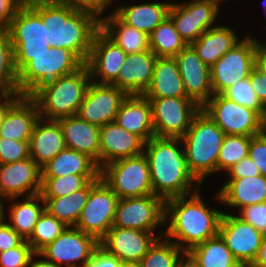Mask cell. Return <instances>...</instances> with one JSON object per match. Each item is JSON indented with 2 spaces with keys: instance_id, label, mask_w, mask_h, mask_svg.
<instances>
[{
  "instance_id": "19",
  "label": "cell",
  "mask_w": 266,
  "mask_h": 267,
  "mask_svg": "<svg viewBox=\"0 0 266 267\" xmlns=\"http://www.w3.org/2000/svg\"><path fill=\"white\" fill-rule=\"evenodd\" d=\"M127 54L111 41L100 29L96 32L86 61L91 81L111 85L126 61ZM95 77L99 79L96 81ZM94 78V79H93Z\"/></svg>"
},
{
  "instance_id": "43",
  "label": "cell",
  "mask_w": 266,
  "mask_h": 267,
  "mask_svg": "<svg viewBox=\"0 0 266 267\" xmlns=\"http://www.w3.org/2000/svg\"><path fill=\"white\" fill-rule=\"evenodd\" d=\"M222 95L231 101L256 111L263 119H265L266 108L254 92L250 78L238 81L236 84L225 90Z\"/></svg>"
},
{
  "instance_id": "18",
  "label": "cell",
  "mask_w": 266,
  "mask_h": 267,
  "mask_svg": "<svg viewBox=\"0 0 266 267\" xmlns=\"http://www.w3.org/2000/svg\"><path fill=\"white\" fill-rule=\"evenodd\" d=\"M41 168L33 159L0 164V196L3 199L16 200L40 194Z\"/></svg>"
},
{
  "instance_id": "62",
  "label": "cell",
  "mask_w": 266,
  "mask_h": 267,
  "mask_svg": "<svg viewBox=\"0 0 266 267\" xmlns=\"http://www.w3.org/2000/svg\"><path fill=\"white\" fill-rule=\"evenodd\" d=\"M264 131L266 132V116H265V119H264Z\"/></svg>"
},
{
  "instance_id": "30",
  "label": "cell",
  "mask_w": 266,
  "mask_h": 267,
  "mask_svg": "<svg viewBox=\"0 0 266 267\" xmlns=\"http://www.w3.org/2000/svg\"><path fill=\"white\" fill-rule=\"evenodd\" d=\"M173 3H143L117 7L114 13L127 25L150 35L165 19Z\"/></svg>"
},
{
  "instance_id": "57",
  "label": "cell",
  "mask_w": 266,
  "mask_h": 267,
  "mask_svg": "<svg viewBox=\"0 0 266 267\" xmlns=\"http://www.w3.org/2000/svg\"><path fill=\"white\" fill-rule=\"evenodd\" d=\"M29 267H57L55 265H51L49 262H46L43 259L35 260L34 257L30 261Z\"/></svg>"
},
{
  "instance_id": "48",
  "label": "cell",
  "mask_w": 266,
  "mask_h": 267,
  "mask_svg": "<svg viewBox=\"0 0 266 267\" xmlns=\"http://www.w3.org/2000/svg\"><path fill=\"white\" fill-rule=\"evenodd\" d=\"M5 220L6 217L0 222V253L19 246L25 240Z\"/></svg>"
},
{
  "instance_id": "28",
  "label": "cell",
  "mask_w": 266,
  "mask_h": 267,
  "mask_svg": "<svg viewBox=\"0 0 266 267\" xmlns=\"http://www.w3.org/2000/svg\"><path fill=\"white\" fill-rule=\"evenodd\" d=\"M40 114L36 103L22 96L6 113L0 126V138L29 141Z\"/></svg>"
},
{
  "instance_id": "13",
  "label": "cell",
  "mask_w": 266,
  "mask_h": 267,
  "mask_svg": "<svg viewBox=\"0 0 266 267\" xmlns=\"http://www.w3.org/2000/svg\"><path fill=\"white\" fill-rule=\"evenodd\" d=\"M14 56H35L48 51L46 24L30 6L23 4L6 28Z\"/></svg>"
},
{
  "instance_id": "1",
  "label": "cell",
  "mask_w": 266,
  "mask_h": 267,
  "mask_svg": "<svg viewBox=\"0 0 266 267\" xmlns=\"http://www.w3.org/2000/svg\"><path fill=\"white\" fill-rule=\"evenodd\" d=\"M30 6L46 24L49 46L68 49L86 63L93 38L100 29V16L91 10L59 2Z\"/></svg>"
},
{
  "instance_id": "63",
  "label": "cell",
  "mask_w": 266,
  "mask_h": 267,
  "mask_svg": "<svg viewBox=\"0 0 266 267\" xmlns=\"http://www.w3.org/2000/svg\"><path fill=\"white\" fill-rule=\"evenodd\" d=\"M5 92L0 88V97L4 94Z\"/></svg>"
},
{
  "instance_id": "4",
  "label": "cell",
  "mask_w": 266,
  "mask_h": 267,
  "mask_svg": "<svg viewBox=\"0 0 266 267\" xmlns=\"http://www.w3.org/2000/svg\"><path fill=\"white\" fill-rule=\"evenodd\" d=\"M84 63L70 50L49 47L35 56H14L19 94L33 99L43 88L55 84L59 77L78 70Z\"/></svg>"
},
{
  "instance_id": "22",
  "label": "cell",
  "mask_w": 266,
  "mask_h": 267,
  "mask_svg": "<svg viewBox=\"0 0 266 267\" xmlns=\"http://www.w3.org/2000/svg\"><path fill=\"white\" fill-rule=\"evenodd\" d=\"M145 142L115 122L100 127L99 168L113 161L143 153Z\"/></svg>"
},
{
  "instance_id": "20",
  "label": "cell",
  "mask_w": 266,
  "mask_h": 267,
  "mask_svg": "<svg viewBox=\"0 0 266 267\" xmlns=\"http://www.w3.org/2000/svg\"><path fill=\"white\" fill-rule=\"evenodd\" d=\"M188 98L202 107L214 94L210 68L201 60L191 45L175 57Z\"/></svg>"
},
{
  "instance_id": "59",
  "label": "cell",
  "mask_w": 266,
  "mask_h": 267,
  "mask_svg": "<svg viewBox=\"0 0 266 267\" xmlns=\"http://www.w3.org/2000/svg\"><path fill=\"white\" fill-rule=\"evenodd\" d=\"M120 267H142L140 262H133V261H123L121 262Z\"/></svg>"
},
{
  "instance_id": "7",
  "label": "cell",
  "mask_w": 266,
  "mask_h": 267,
  "mask_svg": "<svg viewBox=\"0 0 266 267\" xmlns=\"http://www.w3.org/2000/svg\"><path fill=\"white\" fill-rule=\"evenodd\" d=\"M100 178L119 199L154 194L149 163L144 153L104 165L100 169Z\"/></svg>"
},
{
  "instance_id": "54",
  "label": "cell",
  "mask_w": 266,
  "mask_h": 267,
  "mask_svg": "<svg viewBox=\"0 0 266 267\" xmlns=\"http://www.w3.org/2000/svg\"><path fill=\"white\" fill-rule=\"evenodd\" d=\"M19 93H4L0 97V126L3 123L7 111L22 97ZM3 98V99H2ZM2 99V101H1Z\"/></svg>"
},
{
  "instance_id": "16",
  "label": "cell",
  "mask_w": 266,
  "mask_h": 267,
  "mask_svg": "<svg viewBox=\"0 0 266 267\" xmlns=\"http://www.w3.org/2000/svg\"><path fill=\"white\" fill-rule=\"evenodd\" d=\"M127 94L116 86L90 82L77 116L90 124L102 127L114 122Z\"/></svg>"
},
{
  "instance_id": "49",
  "label": "cell",
  "mask_w": 266,
  "mask_h": 267,
  "mask_svg": "<svg viewBox=\"0 0 266 267\" xmlns=\"http://www.w3.org/2000/svg\"><path fill=\"white\" fill-rule=\"evenodd\" d=\"M227 173L230 174L229 178H243L261 175L260 170L249 156L242 158L237 164L229 168Z\"/></svg>"
},
{
  "instance_id": "29",
  "label": "cell",
  "mask_w": 266,
  "mask_h": 267,
  "mask_svg": "<svg viewBox=\"0 0 266 267\" xmlns=\"http://www.w3.org/2000/svg\"><path fill=\"white\" fill-rule=\"evenodd\" d=\"M146 98L187 97L175 58L157 57Z\"/></svg>"
},
{
  "instance_id": "36",
  "label": "cell",
  "mask_w": 266,
  "mask_h": 267,
  "mask_svg": "<svg viewBox=\"0 0 266 267\" xmlns=\"http://www.w3.org/2000/svg\"><path fill=\"white\" fill-rule=\"evenodd\" d=\"M23 199L25 201L13 202L12 205H9L10 222L7 223L23 239L28 240L33 234L40 215L45 210V203L40 194L24 197Z\"/></svg>"
},
{
  "instance_id": "8",
  "label": "cell",
  "mask_w": 266,
  "mask_h": 267,
  "mask_svg": "<svg viewBox=\"0 0 266 267\" xmlns=\"http://www.w3.org/2000/svg\"><path fill=\"white\" fill-rule=\"evenodd\" d=\"M201 109L225 135L256 136L264 131V119L254 110L224 97L213 95Z\"/></svg>"
},
{
  "instance_id": "51",
  "label": "cell",
  "mask_w": 266,
  "mask_h": 267,
  "mask_svg": "<svg viewBox=\"0 0 266 267\" xmlns=\"http://www.w3.org/2000/svg\"><path fill=\"white\" fill-rule=\"evenodd\" d=\"M22 5V0H0V29L8 27Z\"/></svg>"
},
{
  "instance_id": "5",
  "label": "cell",
  "mask_w": 266,
  "mask_h": 267,
  "mask_svg": "<svg viewBox=\"0 0 266 267\" xmlns=\"http://www.w3.org/2000/svg\"><path fill=\"white\" fill-rule=\"evenodd\" d=\"M224 137V132L201 109L186 134L180 138L184 143L187 168L199 184L217 171V159Z\"/></svg>"
},
{
  "instance_id": "41",
  "label": "cell",
  "mask_w": 266,
  "mask_h": 267,
  "mask_svg": "<svg viewBox=\"0 0 266 267\" xmlns=\"http://www.w3.org/2000/svg\"><path fill=\"white\" fill-rule=\"evenodd\" d=\"M250 136L225 135L217 159V171H228L242 158L248 156Z\"/></svg>"
},
{
  "instance_id": "21",
  "label": "cell",
  "mask_w": 266,
  "mask_h": 267,
  "mask_svg": "<svg viewBox=\"0 0 266 267\" xmlns=\"http://www.w3.org/2000/svg\"><path fill=\"white\" fill-rule=\"evenodd\" d=\"M163 234L155 236L152 232L112 226L99 241V245L121 262H140L149 248Z\"/></svg>"
},
{
  "instance_id": "56",
  "label": "cell",
  "mask_w": 266,
  "mask_h": 267,
  "mask_svg": "<svg viewBox=\"0 0 266 267\" xmlns=\"http://www.w3.org/2000/svg\"><path fill=\"white\" fill-rule=\"evenodd\" d=\"M250 266L251 267H266V235L263 238V242L261 244V247L258 251V254L255 260Z\"/></svg>"
},
{
  "instance_id": "14",
  "label": "cell",
  "mask_w": 266,
  "mask_h": 267,
  "mask_svg": "<svg viewBox=\"0 0 266 267\" xmlns=\"http://www.w3.org/2000/svg\"><path fill=\"white\" fill-rule=\"evenodd\" d=\"M165 220V201L150 194L119 199L112 226L152 232Z\"/></svg>"
},
{
  "instance_id": "34",
  "label": "cell",
  "mask_w": 266,
  "mask_h": 267,
  "mask_svg": "<svg viewBox=\"0 0 266 267\" xmlns=\"http://www.w3.org/2000/svg\"><path fill=\"white\" fill-rule=\"evenodd\" d=\"M186 258L196 267H241L220 234L190 249Z\"/></svg>"
},
{
  "instance_id": "12",
  "label": "cell",
  "mask_w": 266,
  "mask_h": 267,
  "mask_svg": "<svg viewBox=\"0 0 266 267\" xmlns=\"http://www.w3.org/2000/svg\"><path fill=\"white\" fill-rule=\"evenodd\" d=\"M99 246V241L75 226H67L52 242L42 248L37 256L57 267H83ZM81 261L79 266L77 262Z\"/></svg>"
},
{
  "instance_id": "42",
  "label": "cell",
  "mask_w": 266,
  "mask_h": 267,
  "mask_svg": "<svg viewBox=\"0 0 266 267\" xmlns=\"http://www.w3.org/2000/svg\"><path fill=\"white\" fill-rule=\"evenodd\" d=\"M67 226L50 215L46 210L40 215L31 237L27 242L37 254L42 248L52 243Z\"/></svg>"
},
{
  "instance_id": "55",
  "label": "cell",
  "mask_w": 266,
  "mask_h": 267,
  "mask_svg": "<svg viewBox=\"0 0 266 267\" xmlns=\"http://www.w3.org/2000/svg\"><path fill=\"white\" fill-rule=\"evenodd\" d=\"M255 67L266 75V44L257 41Z\"/></svg>"
},
{
  "instance_id": "15",
  "label": "cell",
  "mask_w": 266,
  "mask_h": 267,
  "mask_svg": "<svg viewBox=\"0 0 266 267\" xmlns=\"http://www.w3.org/2000/svg\"><path fill=\"white\" fill-rule=\"evenodd\" d=\"M221 1L223 0H191L172 4L169 17L187 45H191L213 27Z\"/></svg>"
},
{
  "instance_id": "52",
  "label": "cell",
  "mask_w": 266,
  "mask_h": 267,
  "mask_svg": "<svg viewBox=\"0 0 266 267\" xmlns=\"http://www.w3.org/2000/svg\"><path fill=\"white\" fill-rule=\"evenodd\" d=\"M113 0H61V3L69 4L76 8H84L101 15Z\"/></svg>"
},
{
  "instance_id": "44",
  "label": "cell",
  "mask_w": 266,
  "mask_h": 267,
  "mask_svg": "<svg viewBox=\"0 0 266 267\" xmlns=\"http://www.w3.org/2000/svg\"><path fill=\"white\" fill-rule=\"evenodd\" d=\"M36 256L31 245L24 240L19 246L0 253V267H29L30 261Z\"/></svg>"
},
{
  "instance_id": "24",
  "label": "cell",
  "mask_w": 266,
  "mask_h": 267,
  "mask_svg": "<svg viewBox=\"0 0 266 267\" xmlns=\"http://www.w3.org/2000/svg\"><path fill=\"white\" fill-rule=\"evenodd\" d=\"M114 122L144 142L155 136L152 123V107L143 95H127L122 101Z\"/></svg>"
},
{
  "instance_id": "40",
  "label": "cell",
  "mask_w": 266,
  "mask_h": 267,
  "mask_svg": "<svg viewBox=\"0 0 266 267\" xmlns=\"http://www.w3.org/2000/svg\"><path fill=\"white\" fill-rule=\"evenodd\" d=\"M0 88L5 93H19L13 46L6 29H0Z\"/></svg>"
},
{
  "instance_id": "31",
  "label": "cell",
  "mask_w": 266,
  "mask_h": 267,
  "mask_svg": "<svg viewBox=\"0 0 266 267\" xmlns=\"http://www.w3.org/2000/svg\"><path fill=\"white\" fill-rule=\"evenodd\" d=\"M100 30L126 54L150 50L149 35L125 24L114 12L100 17Z\"/></svg>"
},
{
  "instance_id": "17",
  "label": "cell",
  "mask_w": 266,
  "mask_h": 267,
  "mask_svg": "<svg viewBox=\"0 0 266 267\" xmlns=\"http://www.w3.org/2000/svg\"><path fill=\"white\" fill-rule=\"evenodd\" d=\"M219 234L241 266L253 263L264 238L251 224L227 213H223Z\"/></svg>"
},
{
  "instance_id": "11",
  "label": "cell",
  "mask_w": 266,
  "mask_h": 267,
  "mask_svg": "<svg viewBox=\"0 0 266 267\" xmlns=\"http://www.w3.org/2000/svg\"><path fill=\"white\" fill-rule=\"evenodd\" d=\"M119 198L101 179L90 181L87 203L75 227L100 241L112 227Z\"/></svg>"
},
{
  "instance_id": "6",
  "label": "cell",
  "mask_w": 266,
  "mask_h": 267,
  "mask_svg": "<svg viewBox=\"0 0 266 267\" xmlns=\"http://www.w3.org/2000/svg\"><path fill=\"white\" fill-rule=\"evenodd\" d=\"M90 82V72L84 63L75 72L63 75L55 84L43 88L32 99L40 118L58 120L76 115Z\"/></svg>"
},
{
  "instance_id": "60",
  "label": "cell",
  "mask_w": 266,
  "mask_h": 267,
  "mask_svg": "<svg viewBox=\"0 0 266 267\" xmlns=\"http://www.w3.org/2000/svg\"><path fill=\"white\" fill-rule=\"evenodd\" d=\"M3 198L0 196V222L2 221V220H4L5 219V210H4V204H3V200H2Z\"/></svg>"
},
{
  "instance_id": "9",
  "label": "cell",
  "mask_w": 266,
  "mask_h": 267,
  "mask_svg": "<svg viewBox=\"0 0 266 267\" xmlns=\"http://www.w3.org/2000/svg\"><path fill=\"white\" fill-rule=\"evenodd\" d=\"M156 137L182 138L201 107L188 97L147 98Z\"/></svg>"
},
{
  "instance_id": "26",
  "label": "cell",
  "mask_w": 266,
  "mask_h": 267,
  "mask_svg": "<svg viewBox=\"0 0 266 267\" xmlns=\"http://www.w3.org/2000/svg\"><path fill=\"white\" fill-rule=\"evenodd\" d=\"M66 148L59 123L39 118L29 139L30 158L42 168Z\"/></svg>"
},
{
  "instance_id": "25",
  "label": "cell",
  "mask_w": 266,
  "mask_h": 267,
  "mask_svg": "<svg viewBox=\"0 0 266 267\" xmlns=\"http://www.w3.org/2000/svg\"><path fill=\"white\" fill-rule=\"evenodd\" d=\"M62 130L66 148L88 155L99 167L100 127L77 115L56 120Z\"/></svg>"
},
{
  "instance_id": "2",
  "label": "cell",
  "mask_w": 266,
  "mask_h": 267,
  "mask_svg": "<svg viewBox=\"0 0 266 267\" xmlns=\"http://www.w3.org/2000/svg\"><path fill=\"white\" fill-rule=\"evenodd\" d=\"M198 190L165 201V220L170 222L164 236L185 253L219 234L224 213L207 207Z\"/></svg>"
},
{
  "instance_id": "27",
  "label": "cell",
  "mask_w": 266,
  "mask_h": 267,
  "mask_svg": "<svg viewBox=\"0 0 266 267\" xmlns=\"http://www.w3.org/2000/svg\"><path fill=\"white\" fill-rule=\"evenodd\" d=\"M216 198L223 204L239 209L266 202V177L229 178Z\"/></svg>"
},
{
  "instance_id": "37",
  "label": "cell",
  "mask_w": 266,
  "mask_h": 267,
  "mask_svg": "<svg viewBox=\"0 0 266 267\" xmlns=\"http://www.w3.org/2000/svg\"><path fill=\"white\" fill-rule=\"evenodd\" d=\"M186 46L170 17L163 20L149 35V48L156 57L174 58Z\"/></svg>"
},
{
  "instance_id": "10",
  "label": "cell",
  "mask_w": 266,
  "mask_h": 267,
  "mask_svg": "<svg viewBox=\"0 0 266 267\" xmlns=\"http://www.w3.org/2000/svg\"><path fill=\"white\" fill-rule=\"evenodd\" d=\"M257 40L244 37L210 68L213 94H222L238 81L247 79L255 67Z\"/></svg>"
},
{
  "instance_id": "58",
  "label": "cell",
  "mask_w": 266,
  "mask_h": 267,
  "mask_svg": "<svg viewBox=\"0 0 266 267\" xmlns=\"http://www.w3.org/2000/svg\"><path fill=\"white\" fill-rule=\"evenodd\" d=\"M23 4L25 5H32L35 3H51V2H59L61 3V0H22Z\"/></svg>"
},
{
  "instance_id": "45",
  "label": "cell",
  "mask_w": 266,
  "mask_h": 267,
  "mask_svg": "<svg viewBox=\"0 0 266 267\" xmlns=\"http://www.w3.org/2000/svg\"><path fill=\"white\" fill-rule=\"evenodd\" d=\"M29 141L0 138V164L29 158Z\"/></svg>"
},
{
  "instance_id": "38",
  "label": "cell",
  "mask_w": 266,
  "mask_h": 267,
  "mask_svg": "<svg viewBox=\"0 0 266 267\" xmlns=\"http://www.w3.org/2000/svg\"><path fill=\"white\" fill-rule=\"evenodd\" d=\"M163 239L158 238L143 256L140 260L142 267H179L186 253L174 242Z\"/></svg>"
},
{
  "instance_id": "32",
  "label": "cell",
  "mask_w": 266,
  "mask_h": 267,
  "mask_svg": "<svg viewBox=\"0 0 266 267\" xmlns=\"http://www.w3.org/2000/svg\"><path fill=\"white\" fill-rule=\"evenodd\" d=\"M238 39L232 28L218 25L209 28L191 46L211 68L220 57L240 42Z\"/></svg>"
},
{
  "instance_id": "33",
  "label": "cell",
  "mask_w": 266,
  "mask_h": 267,
  "mask_svg": "<svg viewBox=\"0 0 266 267\" xmlns=\"http://www.w3.org/2000/svg\"><path fill=\"white\" fill-rule=\"evenodd\" d=\"M100 175L97 163L88 155L65 148L41 168V177Z\"/></svg>"
},
{
  "instance_id": "47",
  "label": "cell",
  "mask_w": 266,
  "mask_h": 267,
  "mask_svg": "<svg viewBox=\"0 0 266 267\" xmlns=\"http://www.w3.org/2000/svg\"><path fill=\"white\" fill-rule=\"evenodd\" d=\"M248 156L260 170L261 175L266 177V132L252 136L249 145Z\"/></svg>"
},
{
  "instance_id": "50",
  "label": "cell",
  "mask_w": 266,
  "mask_h": 267,
  "mask_svg": "<svg viewBox=\"0 0 266 267\" xmlns=\"http://www.w3.org/2000/svg\"><path fill=\"white\" fill-rule=\"evenodd\" d=\"M120 265L121 261L116 256L108 253L99 245L83 267H120Z\"/></svg>"
},
{
  "instance_id": "46",
  "label": "cell",
  "mask_w": 266,
  "mask_h": 267,
  "mask_svg": "<svg viewBox=\"0 0 266 267\" xmlns=\"http://www.w3.org/2000/svg\"><path fill=\"white\" fill-rule=\"evenodd\" d=\"M239 218L251 224L254 228L266 235V202L248 205L241 208Z\"/></svg>"
},
{
  "instance_id": "39",
  "label": "cell",
  "mask_w": 266,
  "mask_h": 267,
  "mask_svg": "<svg viewBox=\"0 0 266 267\" xmlns=\"http://www.w3.org/2000/svg\"><path fill=\"white\" fill-rule=\"evenodd\" d=\"M100 175L69 174L62 177H41L42 197H63L84 188L90 181L98 180Z\"/></svg>"
},
{
  "instance_id": "35",
  "label": "cell",
  "mask_w": 266,
  "mask_h": 267,
  "mask_svg": "<svg viewBox=\"0 0 266 267\" xmlns=\"http://www.w3.org/2000/svg\"><path fill=\"white\" fill-rule=\"evenodd\" d=\"M90 182L82 189L63 197H42L45 210L66 226H75L87 203Z\"/></svg>"
},
{
  "instance_id": "23",
  "label": "cell",
  "mask_w": 266,
  "mask_h": 267,
  "mask_svg": "<svg viewBox=\"0 0 266 267\" xmlns=\"http://www.w3.org/2000/svg\"><path fill=\"white\" fill-rule=\"evenodd\" d=\"M156 58L150 50L127 54L117 79L111 85L127 95H143L150 86Z\"/></svg>"
},
{
  "instance_id": "61",
  "label": "cell",
  "mask_w": 266,
  "mask_h": 267,
  "mask_svg": "<svg viewBox=\"0 0 266 267\" xmlns=\"http://www.w3.org/2000/svg\"><path fill=\"white\" fill-rule=\"evenodd\" d=\"M179 267H196L192 262L185 257V259L180 263Z\"/></svg>"
},
{
  "instance_id": "53",
  "label": "cell",
  "mask_w": 266,
  "mask_h": 267,
  "mask_svg": "<svg viewBox=\"0 0 266 267\" xmlns=\"http://www.w3.org/2000/svg\"><path fill=\"white\" fill-rule=\"evenodd\" d=\"M249 78L254 92L266 108V75L254 67Z\"/></svg>"
},
{
  "instance_id": "64",
  "label": "cell",
  "mask_w": 266,
  "mask_h": 267,
  "mask_svg": "<svg viewBox=\"0 0 266 267\" xmlns=\"http://www.w3.org/2000/svg\"><path fill=\"white\" fill-rule=\"evenodd\" d=\"M241 267H251L250 265H243V266H241Z\"/></svg>"
},
{
  "instance_id": "3",
  "label": "cell",
  "mask_w": 266,
  "mask_h": 267,
  "mask_svg": "<svg viewBox=\"0 0 266 267\" xmlns=\"http://www.w3.org/2000/svg\"><path fill=\"white\" fill-rule=\"evenodd\" d=\"M181 143L180 138L154 136L144 144L153 193L164 201L190 195L200 185L187 168L184 149L178 146Z\"/></svg>"
}]
</instances>
